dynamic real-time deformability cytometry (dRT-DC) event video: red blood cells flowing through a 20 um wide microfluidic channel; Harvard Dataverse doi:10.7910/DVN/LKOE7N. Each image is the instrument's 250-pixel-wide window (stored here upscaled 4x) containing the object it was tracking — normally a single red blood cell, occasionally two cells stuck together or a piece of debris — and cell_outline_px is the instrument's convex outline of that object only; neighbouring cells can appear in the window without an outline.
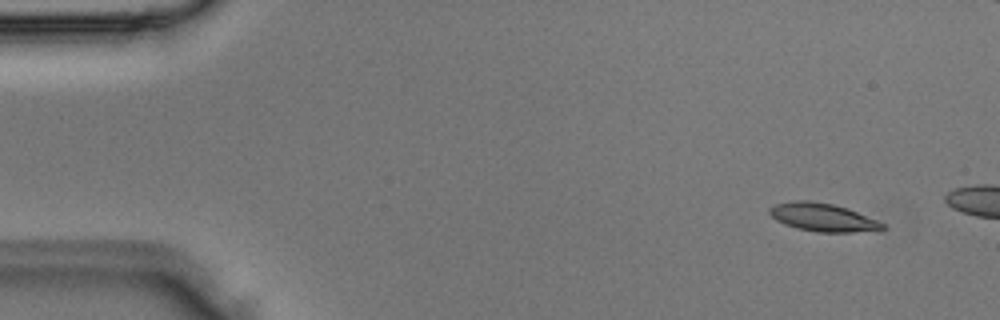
{"species": "Egyptian fruit bat (a non-hibernating species)", "species_latin": "Rousettus aegyptiacus", "temperature_condition": "room temperature", "stored_images_in_passage": 3, "camera_frame_rate_fps": 3000, "um_per_image_px": 0.085, "animal": {"sex": "male"}, "frame": {"image": 1, "passage_image": 1, "time_ms": 0.0, "image_size_px": [1000, 320], "cell_outline_px": [[888, 228], [880, 232], [816, 232], [796, 228], [784, 224], [776, 220], [768, 212], [768, 208], [776, 204], [796, 200], [808, 200], [832, 204], [848, 208], [876, 220], [884, 224]], "centroid_in_image_um": [69.99, 18.49], "position_along_channel_um": 15.0, "area_um2": 18.79}}